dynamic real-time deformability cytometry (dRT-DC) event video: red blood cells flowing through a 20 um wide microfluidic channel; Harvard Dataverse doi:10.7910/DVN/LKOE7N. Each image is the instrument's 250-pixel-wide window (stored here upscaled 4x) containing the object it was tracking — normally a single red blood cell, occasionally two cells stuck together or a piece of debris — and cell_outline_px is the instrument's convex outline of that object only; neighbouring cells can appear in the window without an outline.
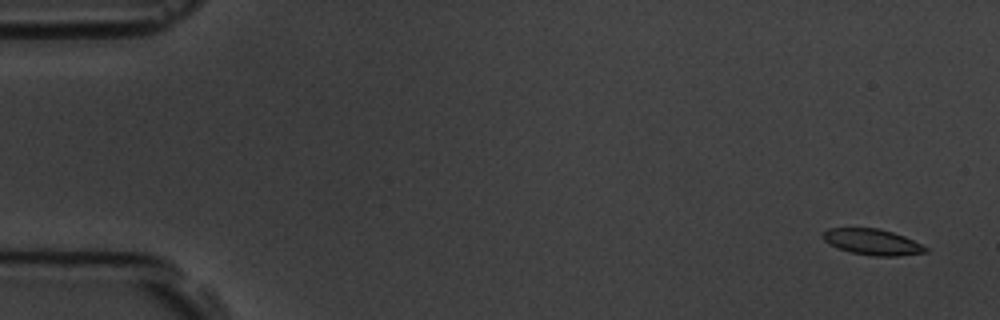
{"species": "common noctule bat (a hibernating species)", "species_latin": "Nyctalus noctula", "temperature_condition": "room temperature", "stored_images_in_passage": 11, "camera_frame_rate_fps": 3000, "um_per_image_px": 0.085, "animal": {"sex": "male", "body_mass_g": 19.5, "forearm_length_mm": 54.6}, "frame": {"image": 1, "passage_image": 1, "time_ms": 0.0, "image_size_px": [1000, 320], "cell_outline_px": [[928, 252], [900, 256], [872, 256], [852, 252], [836, 248], [828, 244], [820, 236], [828, 228], [880, 228], [904, 236], [928, 248]], "centroid_in_image_um": [74.12, 20.57], "position_along_channel_um": 10.9, "area_um2": 15.61}}
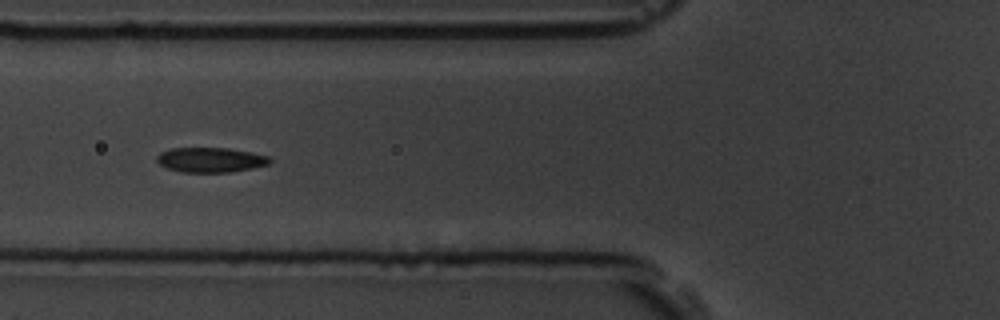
{"frame": {"image": 2, "passage_image": 6, "time_ms": 6.333, "image_size_px": [1000, 320], "cell_outline_px": [[272, 160], [268, 164], [252, 168], [232, 172], [180, 172], [168, 168], [160, 164], [156, 160], [156, 156], [160, 152], [172, 148], [228, 148], [252, 152], [268, 156]], "centroid_in_image_um": [17.89, 13.58], "position_along_channel_um": 107.9, "area_um2": 16.36}}
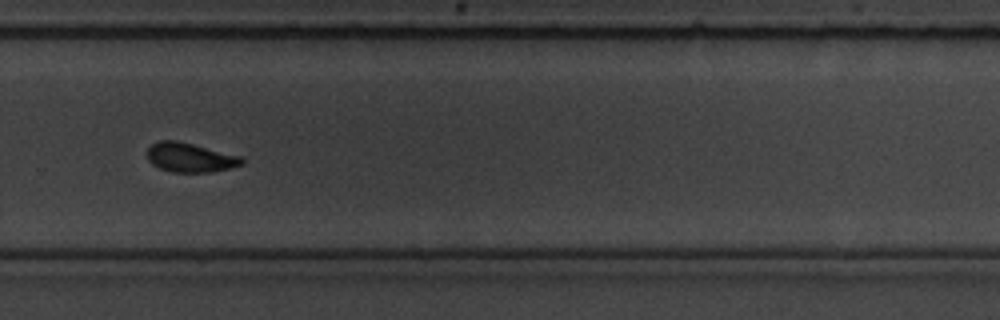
{"frame": {"image": 3, "passage_image": 11, "time_ms": 12.0, "image_size_px": [1000, 320], "cell_outline_px": [[244, 164], [212, 172], [172, 172], [160, 168], [152, 164], [148, 160], [148, 148], [152, 144], [160, 140], [176, 140], [244, 156]], "centroid_in_image_um": [16.2, 13.38], "position_along_channel_um": 313.6, "area_um2": 16.24}}